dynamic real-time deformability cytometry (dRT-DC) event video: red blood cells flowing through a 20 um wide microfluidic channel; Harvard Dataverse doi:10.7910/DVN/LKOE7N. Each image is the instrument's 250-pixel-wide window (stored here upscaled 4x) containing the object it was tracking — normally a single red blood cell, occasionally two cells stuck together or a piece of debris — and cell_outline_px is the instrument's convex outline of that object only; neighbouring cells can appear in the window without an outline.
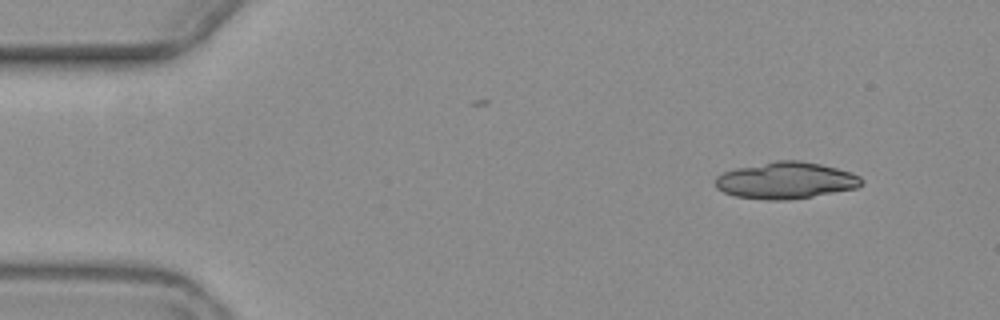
{"species": "common noctule bat (a hibernating species)", "species_latin": "Nyctalus noctula", "temperature_condition": "warm", "stored_images_in_passage": 4, "camera_frame_rate_fps": 3000, "um_per_image_px": 0.085, "animal": {"sex": "female", "body_mass_g": 19.3, "forearm_length_mm": 54.1}, "frame": {"image": 1, "passage_image": 1, "time_ms": 0.0, "image_size_px": [1000, 320], "cell_outline_px": [[864, 180], [856, 188], [812, 196], [784, 200], [768, 200], [736, 196], [724, 192], [716, 188], [716, 176], [724, 172], [736, 168], [776, 160], [800, 160], [820, 164], [852, 172], [860, 176]], "centroid_in_image_um": [66.79, 15.33], "position_along_channel_um": 18.2, "area_um2": 31.04}}